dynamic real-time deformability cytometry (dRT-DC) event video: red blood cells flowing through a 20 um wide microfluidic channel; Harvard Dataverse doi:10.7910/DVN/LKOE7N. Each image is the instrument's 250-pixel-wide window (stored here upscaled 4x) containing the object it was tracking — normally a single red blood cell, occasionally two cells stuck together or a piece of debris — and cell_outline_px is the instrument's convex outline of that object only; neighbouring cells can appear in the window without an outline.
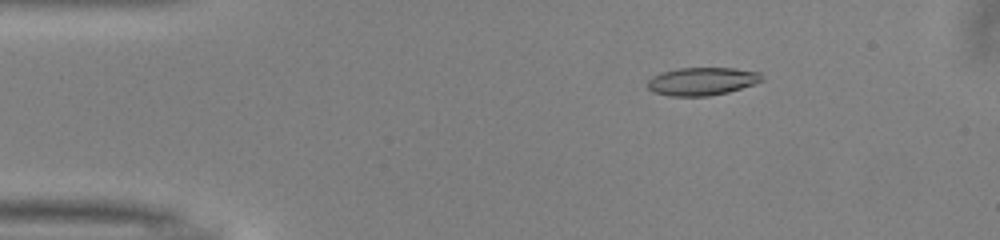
{"species": "common noctule bat (a hibernating species)", "species_latin": "Nyctalus noctula", "temperature_condition": "warm", "stored_images_in_passage": 48, "camera_frame_rate_fps": 3000, "um_per_image_px": 0.085, "animal": {"sex": "male", "body_mass_g": 13.0, "forearm_length_mm": 53.1}, "frame": {"image": 1, "passage_image": 8, "time_ms": 2.333, "image_size_px": [1000, 240], "cell_outline_px": [[764, 80], [728, 92], [708, 96], [668, 96], [652, 92], [648, 88], [648, 80], [652, 76], [660, 72], [676, 68], [736, 68], [760, 72]], "centroid_in_image_um": [59.63, 6.9], "position_along_channel_um": 25.4, "area_um2": 18.73}}
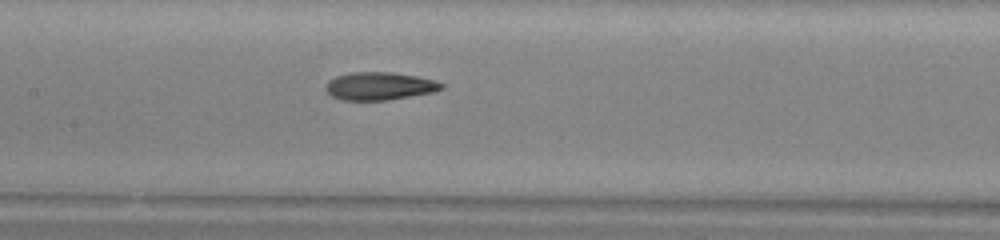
{"frame": {"image": 2, "passage_image": 24, "time_ms": 7.667, "image_size_px": [1000, 240], "cell_outline_px": [[444, 88], [432, 92], [388, 100], [344, 100], [332, 96], [324, 88], [328, 80], [336, 76], [352, 72], [392, 72], [416, 76], [436, 80], [444, 84]], "centroid_in_image_um": [32.26, 7.31], "position_along_channel_um": 175.1, "area_um2": 18.79}}
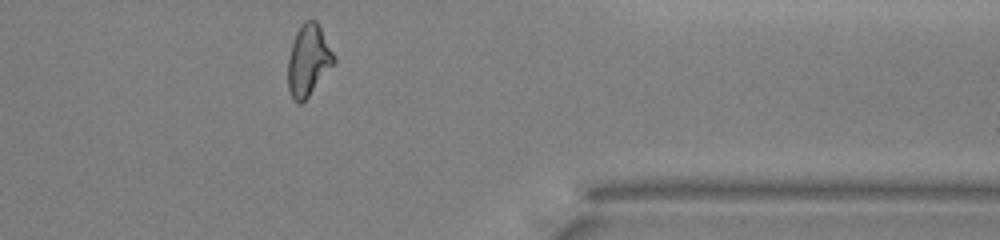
{"frame": {"image": 3, "passage_image": 41, "time_ms": 13.333, "image_size_px": [1000, 240], "cell_outline_px": [[336, 60], [308, 96], [300, 104], [296, 104], [292, 100], [288, 88], [288, 56], [296, 32], [300, 24], [304, 20], [316, 20], [336, 56]], "centroid_in_image_um": [26.19, 5.12], "position_along_channel_um": 385.2, "area_um2": 19.02}, "authors_computed_cell_mechanics": {"area_um2": 18.8428, "velocity_mm_per_s": 4.0272, "shape_relaxation_time_tau1_ms": 9.6161, "shape_relaxation_time_tau2_ms": 3.9349, "deformation_change_tau1": 0.2552, "deformation_change_tau2": 0.1267}}